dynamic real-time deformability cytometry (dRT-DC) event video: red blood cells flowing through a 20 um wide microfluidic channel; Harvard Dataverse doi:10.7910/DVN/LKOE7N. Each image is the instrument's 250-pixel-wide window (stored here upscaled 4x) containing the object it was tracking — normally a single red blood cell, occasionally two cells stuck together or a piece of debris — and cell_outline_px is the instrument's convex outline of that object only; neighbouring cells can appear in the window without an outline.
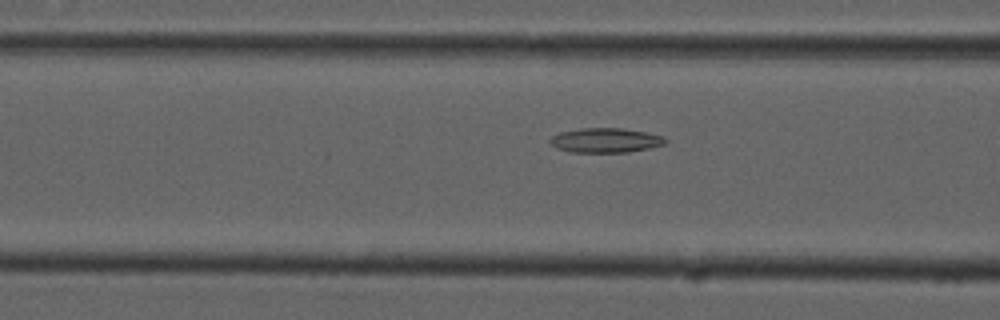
{"species": "common noctule bat (a hibernating species)", "species_latin": "Nyctalus noctula", "temperature_condition": "cold", "stored_images_in_passage": 54, "camera_frame_rate_fps": 3000, "um_per_image_px": 0.085, "animal": {"sex": "male", "forearm_length_mm": 52.5}, "frame": {"image": 1, "passage_image": 21, "time_ms": 6.667, "image_size_px": [1000, 320], "cell_outline_px": [[668, 140], [664, 144], [648, 148], [628, 152], [568, 152], [556, 148], [548, 140], [552, 136], [560, 132], [580, 128], [620, 128], [644, 132], [664, 136]], "centroid_in_image_um": [51.44, 11.93], "position_along_channel_um": 115.2, "area_um2": 16.47}}
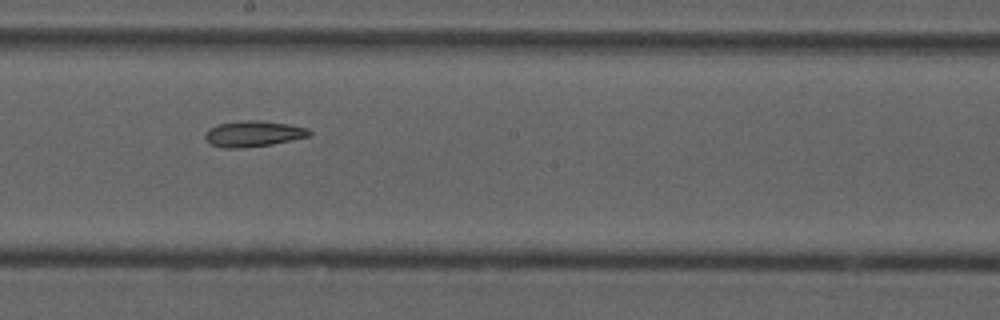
{"frame": {"image": 2, "passage_image": 30, "time_ms": 9.667, "image_size_px": [1000, 320], "cell_outline_px": [[312, 136], [272, 144], [244, 148], [224, 148], [208, 144], [204, 136], [204, 132], [208, 128], [220, 124], [240, 120], [260, 120], [288, 124], [308, 128], [312, 132]], "centroid_in_image_um": [21.52, 11.37], "position_along_channel_um": 226.7, "area_um2": 16.01}}
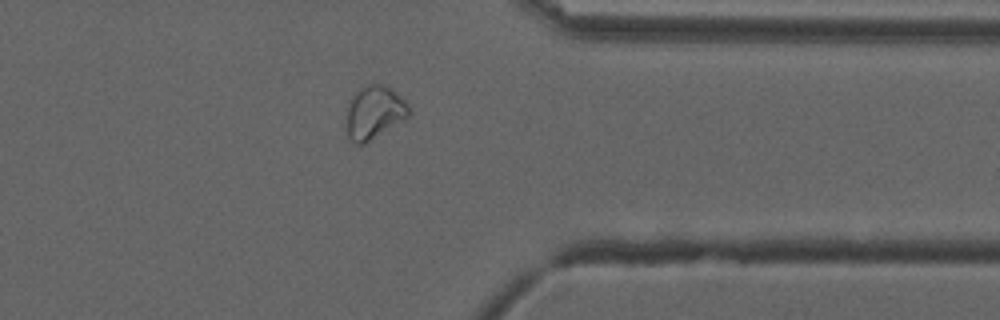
{"frame": {"image": 3, "passage_image": 43, "time_ms": 14.0, "image_size_px": [1000, 320], "cell_outline_px": [[408, 116], [404, 120], [364, 144], [356, 144], [348, 136], [348, 100], [360, 88], [368, 84], [380, 84], [392, 88], [408, 104]], "centroid_in_image_um": [31.82, 9.54], "position_along_channel_um": 379.6, "area_um2": 19.02}, "authors_computed_cell_mechanics": {"area_um2": 17.6868, "velocity_mm_per_s": 3.7361, "shape_relaxation_time_tau1_ms": null, "shape_relaxation_time_tau2_ms": 7.021, "deformation_change_tau1": null, "deformation_change_tau2": 0.1307}}